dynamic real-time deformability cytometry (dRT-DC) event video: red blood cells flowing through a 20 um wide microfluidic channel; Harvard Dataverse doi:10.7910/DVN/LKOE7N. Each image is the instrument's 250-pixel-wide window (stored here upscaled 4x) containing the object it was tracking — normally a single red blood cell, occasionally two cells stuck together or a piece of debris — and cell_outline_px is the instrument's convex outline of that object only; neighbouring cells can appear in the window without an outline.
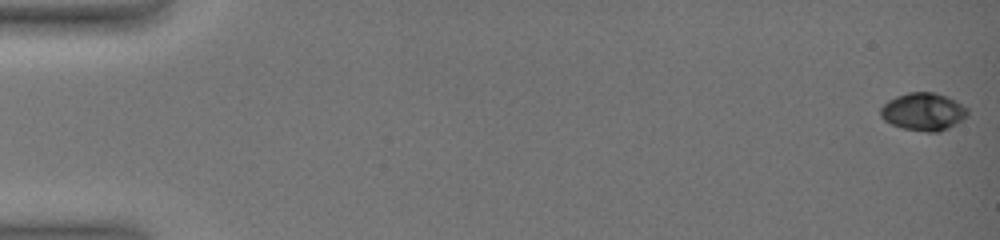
{"species": "common noctule bat (a hibernating species)", "species_latin": "Nyctalus noctula", "temperature_condition": "warm", "stored_images_in_passage": 18, "camera_frame_rate_fps": 3000, "um_per_image_px": 0.085, "animal": {"sex": "female", "body_mass_g": 19.0, "forearm_length_mm": 51.5}, "frame": {"image": 1, "passage_image": 1, "time_ms": 0.0, "image_size_px": [1000, 240], "cell_outline_px": [[968, 116], [956, 124], [940, 132], [924, 132], [904, 128], [892, 124], [884, 120], [880, 116], [880, 108], [888, 100], [896, 96], [908, 92], [936, 92], [948, 96], [956, 100], [968, 108]], "centroid_in_image_um": [78.51, 9.48], "position_along_channel_um": 6.5, "area_um2": 19.36}}
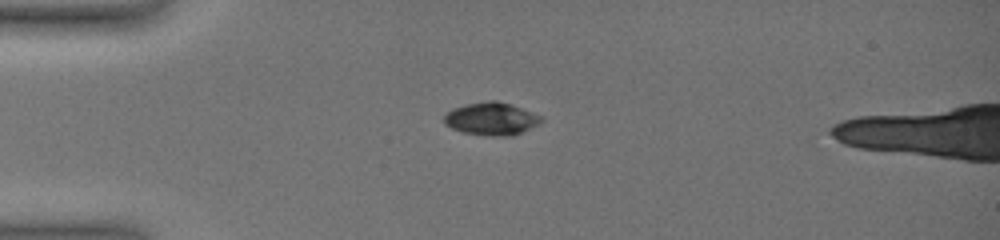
{"frame": {"image": 2, "passage_image": 15, "time_ms": 4.667, "image_size_px": [1000, 240], "cell_outline_px": [[544, 120], [540, 124], [512, 136], [492, 136], [464, 132], [452, 128], [444, 124], [444, 112], [452, 108], [468, 104], [488, 100], [496, 100], [520, 108], [540, 116]], "centroid_in_image_um": [41.74, 10.1], "position_along_channel_um": 43.3, "area_um2": 18.38}}